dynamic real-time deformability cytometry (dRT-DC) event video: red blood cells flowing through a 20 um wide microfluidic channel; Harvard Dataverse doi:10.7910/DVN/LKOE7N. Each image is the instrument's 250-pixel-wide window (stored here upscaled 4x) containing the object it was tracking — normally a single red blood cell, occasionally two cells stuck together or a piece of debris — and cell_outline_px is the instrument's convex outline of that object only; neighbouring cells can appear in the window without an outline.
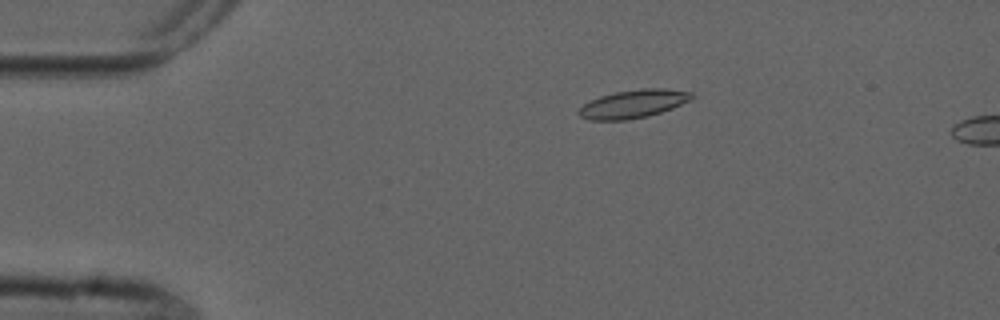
{"species": "common noctule bat (a hibernating species)", "species_latin": "Nyctalus noctula", "temperature_condition": "cold", "stored_images_in_passage": 3, "camera_frame_rate_fps": 3000, "um_per_image_px": 0.085, "animal": {"sex": "male", "forearm_length_mm": 52.5}, "frame": {"image": 1, "passage_image": 2, "time_ms": 1.333, "image_size_px": [1000, 320], "cell_outline_px": [[696, 96], [692, 100], [672, 108], [648, 116], [628, 120], [588, 120], [580, 116], [576, 112], [584, 104], [600, 96], [616, 92], [640, 88], [664, 88], [692, 92]], "centroid_in_image_um": [53.86, 8.83], "position_along_channel_um": 31.1, "area_um2": 18.67}}